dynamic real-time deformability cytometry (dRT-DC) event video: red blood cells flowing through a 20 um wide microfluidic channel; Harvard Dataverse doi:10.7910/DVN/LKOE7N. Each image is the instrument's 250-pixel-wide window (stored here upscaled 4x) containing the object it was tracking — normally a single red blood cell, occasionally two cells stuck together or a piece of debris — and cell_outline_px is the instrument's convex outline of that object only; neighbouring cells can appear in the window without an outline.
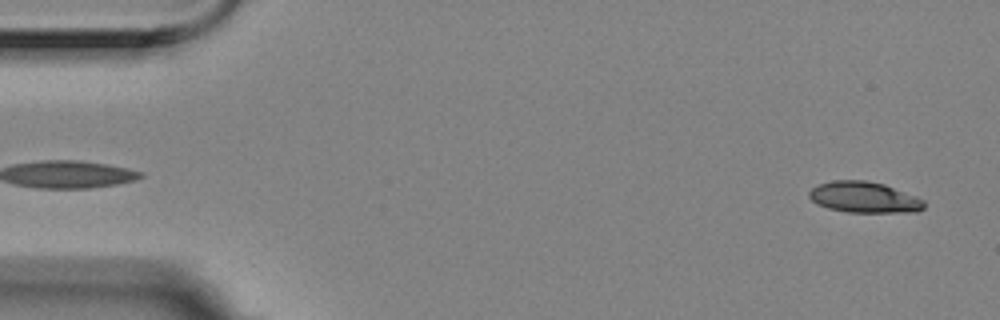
{"species": "Egyptian fruit bat (a non-hibernating species)", "species_latin": "Rousettus aegyptiacus", "temperature_condition": "room temperature", "stored_images_in_passage": 5, "segment_of_instrument_passage": [2, 2], "camera_frame_rate_fps": 3000, "um_per_image_px": 0.085, "animal": {"sex": "female"}, "frame": {"image": 1, "passage_image": 5, "time_ms": 1.333, "image_size_px": [1000, 320], "cell_outline_px": [[924, 208], [916, 212], [848, 212], [828, 208], [816, 204], [808, 196], [808, 192], [816, 184], [832, 180], [864, 180], [884, 184], [916, 196], [924, 200]], "centroid_in_image_um": [73.42, 16.76], "position_along_channel_um": 11.6, "area_um2": 20.87}}